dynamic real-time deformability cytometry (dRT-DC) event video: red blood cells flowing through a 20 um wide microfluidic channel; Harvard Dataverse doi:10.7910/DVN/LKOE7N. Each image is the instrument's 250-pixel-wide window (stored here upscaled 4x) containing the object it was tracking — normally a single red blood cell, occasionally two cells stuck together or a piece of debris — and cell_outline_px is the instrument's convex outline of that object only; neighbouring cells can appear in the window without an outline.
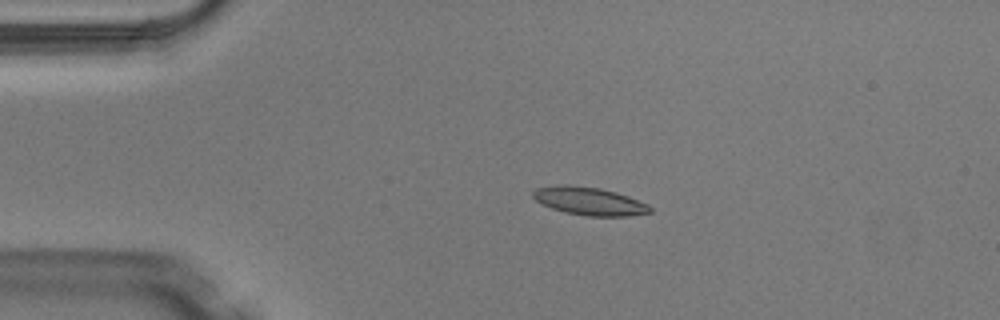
{"species": "Egyptian fruit bat (a non-hibernating species)", "species_latin": "Rousettus aegyptiacus", "temperature_condition": "warm", "stored_images_in_passage": 4, "camera_frame_rate_fps": 3000, "um_per_image_px": 0.085, "animal": {"sex": "male"}, "frame": {"image": 1, "passage_image": 3, "time_ms": 0.667, "image_size_px": [1000, 320], "cell_outline_px": [[652, 212], [628, 216], [588, 216], [564, 212], [552, 208], [536, 200], [532, 196], [532, 192], [536, 188], [560, 184], [568, 184], [600, 188], [616, 192], [628, 196], [648, 204], [652, 208]], "centroid_in_image_um": [50.1, 17.09], "position_along_channel_um": 34.9, "area_um2": 19.13}}